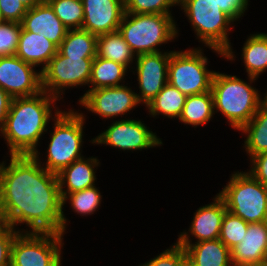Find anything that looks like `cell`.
Instances as JSON below:
<instances>
[{
    "instance_id": "cell-1",
    "label": "cell",
    "mask_w": 267,
    "mask_h": 266,
    "mask_svg": "<svg viewBox=\"0 0 267 266\" xmlns=\"http://www.w3.org/2000/svg\"><path fill=\"white\" fill-rule=\"evenodd\" d=\"M38 150L33 155H10V163H0V202L6 225L13 229L27 224L31 232L64 234L63 212L57 174L40 164Z\"/></svg>"
},
{
    "instance_id": "cell-2",
    "label": "cell",
    "mask_w": 267,
    "mask_h": 266,
    "mask_svg": "<svg viewBox=\"0 0 267 266\" xmlns=\"http://www.w3.org/2000/svg\"><path fill=\"white\" fill-rule=\"evenodd\" d=\"M58 100L45 91L31 97L13 98L4 127L0 130L10 155H33ZM51 106V107H50Z\"/></svg>"
},
{
    "instance_id": "cell-3",
    "label": "cell",
    "mask_w": 267,
    "mask_h": 266,
    "mask_svg": "<svg viewBox=\"0 0 267 266\" xmlns=\"http://www.w3.org/2000/svg\"><path fill=\"white\" fill-rule=\"evenodd\" d=\"M211 93L214 110L225 116L232 128L240 130L256 114L261 100L256 88L236 76L215 72Z\"/></svg>"
},
{
    "instance_id": "cell-4",
    "label": "cell",
    "mask_w": 267,
    "mask_h": 266,
    "mask_svg": "<svg viewBox=\"0 0 267 266\" xmlns=\"http://www.w3.org/2000/svg\"><path fill=\"white\" fill-rule=\"evenodd\" d=\"M178 4L187 14L198 39L219 55L234 60L228 39L229 25L234 21L220 9L217 1L180 0Z\"/></svg>"
},
{
    "instance_id": "cell-5",
    "label": "cell",
    "mask_w": 267,
    "mask_h": 266,
    "mask_svg": "<svg viewBox=\"0 0 267 266\" xmlns=\"http://www.w3.org/2000/svg\"><path fill=\"white\" fill-rule=\"evenodd\" d=\"M118 31L136 56L161 52L157 46L171 41L178 34L172 15L149 13L125 12Z\"/></svg>"
},
{
    "instance_id": "cell-6",
    "label": "cell",
    "mask_w": 267,
    "mask_h": 266,
    "mask_svg": "<svg viewBox=\"0 0 267 266\" xmlns=\"http://www.w3.org/2000/svg\"><path fill=\"white\" fill-rule=\"evenodd\" d=\"M54 132L47 150V161L44 168L58 174L72 162L83 158L81 146L83 140V113L70 111H55Z\"/></svg>"
},
{
    "instance_id": "cell-7",
    "label": "cell",
    "mask_w": 267,
    "mask_h": 266,
    "mask_svg": "<svg viewBox=\"0 0 267 266\" xmlns=\"http://www.w3.org/2000/svg\"><path fill=\"white\" fill-rule=\"evenodd\" d=\"M217 195L228 212L247 223L267 221V188L249 172H234Z\"/></svg>"
},
{
    "instance_id": "cell-8",
    "label": "cell",
    "mask_w": 267,
    "mask_h": 266,
    "mask_svg": "<svg viewBox=\"0 0 267 266\" xmlns=\"http://www.w3.org/2000/svg\"><path fill=\"white\" fill-rule=\"evenodd\" d=\"M201 49L172 51L168 63V83L185 96L211 91L215 72L207 70Z\"/></svg>"
},
{
    "instance_id": "cell-9",
    "label": "cell",
    "mask_w": 267,
    "mask_h": 266,
    "mask_svg": "<svg viewBox=\"0 0 267 266\" xmlns=\"http://www.w3.org/2000/svg\"><path fill=\"white\" fill-rule=\"evenodd\" d=\"M24 233L19 231L14 238L10 266H62L60 254L63 234Z\"/></svg>"
},
{
    "instance_id": "cell-10",
    "label": "cell",
    "mask_w": 267,
    "mask_h": 266,
    "mask_svg": "<svg viewBox=\"0 0 267 266\" xmlns=\"http://www.w3.org/2000/svg\"><path fill=\"white\" fill-rule=\"evenodd\" d=\"M94 58L65 57L57 51L41 71L42 91L58 99L65 87L89 85Z\"/></svg>"
},
{
    "instance_id": "cell-11",
    "label": "cell",
    "mask_w": 267,
    "mask_h": 266,
    "mask_svg": "<svg viewBox=\"0 0 267 266\" xmlns=\"http://www.w3.org/2000/svg\"><path fill=\"white\" fill-rule=\"evenodd\" d=\"M92 143L106 144L122 150H142L156 147L162 141L155 133L148 130L141 120L115 121L103 133L92 140Z\"/></svg>"
},
{
    "instance_id": "cell-12",
    "label": "cell",
    "mask_w": 267,
    "mask_h": 266,
    "mask_svg": "<svg viewBox=\"0 0 267 266\" xmlns=\"http://www.w3.org/2000/svg\"><path fill=\"white\" fill-rule=\"evenodd\" d=\"M16 55L0 56V87L12 98L31 97L42 91L41 71Z\"/></svg>"
},
{
    "instance_id": "cell-13",
    "label": "cell",
    "mask_w": 267,
    "mask_h": 266,
    "mask_svg": "<svg viewBox=\"0 0 267 266\" xmlns=\"http://www.w3.org/2000/svg\"><path fill=\"white\" fill-rule=\"evenodd\" d=\"M79 103L92 113L107 119L124 115L140 104L137 93L123 84L88 90L80 98Z\"/></svg>"
},
{
    "instance_id": "cell-14",
    "label": "cell",
    "mask_w": 267,
    "mask_h": 266,
    "mask_svg": "<svg viewBox=\"0 0 267 266\" xmlns=\"http://www.w3.org/2000/svg\"><path fill=\"white\" fill-rule=\"evenodd\" d=\"M171 52L139 54L136 56V70L140 92L137 98L146 106L168 83V63Z\"/></svg>"
},
{
    "instance_id": "cell-15",
    "label": "cell",
    "mask_w": 267,
    "mask_h": 266,
    "mask_svg": "<svg viewBox=\"0 0 267 266\" xmlns=\"http://www.w3.org/2000/svg\"><path fill=\"white\" fill-rule=\"evenodd\" d=\"M82 29L100 36L118 31L125 14L124 0H82Z\"/></svg>"
},
{
    "instance_id": "cell-16",
    "label": "cell",
    "mask_w": 267,
    "mask_h": 266,
    "mask_svg": "<svg viewBox=\"0 0 267 266\" xmlns=\"http://www.w3.org/2000/svg\"><path fill=\"white\" fill-rule=\"evenodd\" d=\"M232 266H261L267 253V221L249 223L242 241L231 250Z\"/></svg>"
},
{
    "instance_id": "cell-17",
    "label": "cell",
    "mask_w": 267,
    "mask_h": 266,
    "mask_svg": "<svg viewBox=\"0 0 267 266\" xmlns=\"http://www.w3.org/2000/svg\"><path fill=\"white\" fill-rule=\"evenodd\" d=\"M187 233H181L177 243L185 249L188 261L193 266L232 265L231 251L220 239L192 243Z\"/></svg>"
},
{
    "instance_id": "cell-18",
    "label": "cell",
    "mask_w": 267,
    "mask_h": 266,
    "mask_svg": "<svg viewBox=\"0 0 267 266\" xmlns=\"http://www.w3.org/2000/svg\"><path fill=\"white\" fill-rule=\"evenodd\" d=\"M21 27L25 31L45 36L57 47L61 45L68 31L46 0L28 9L21 21Z\"/></svg>"
},
{
    "instance_id": "cell-19",
    "label": "cell",
    "mask_w": 267,
    "mask_h": 266,
    "mask_svg": "<svg viewBox=\"0 0 267 266\" xmlns=\"http://www.w3.org/2000/svg\"><path fill=\"white\" fill-rule=\"evenodd\" d=\"M227 211L224 201L216 195L214 202L200 207L194 214L189 228L197 242L219 239L222 219Z\"/></svg>"
},
{
    "instance_id": "cell-20",
    "label": "cell",
    "mask_w": 267,
    "mask_h": 266,
    "mask_svg": "<svg viewBox=\"0 0 267 266\" xmlns=\"http://www.w3.org/2000/svg\"><path fill=\"white\" fill-rule=\"evenodd\" d=\"M57 51L58 47L45 36L21 28L15 55L24 62L34 67L42 64V71Z\"/></svg>"
},
{
    "instance_id": "cell-21",
    "label": "cell",
    "mask_w": 267,
    "mask_h": 266,
    "mask_svg": "<svg viewBox=\"0 0 267 266\" xmlns=\"http://www.w3.org/2000/svg\"><path fill=\"white\" fill-rule=\"evenodd\" d=\"M99 161L95 157L81 158L63 168L58 174L60 194H69L95 186V168ZM67 186V189H63Z\"/></svg>"
},
{
    "instance_id": "cell-22",
    "label": "cell",
    "mask_w": 267,
    "mask_h": 266,
    "mask_svg": "<svg viewBox=\"0 0 267 266\" xmlns=\"http://www.w3.org/2000/svg\"><path fill=\"white\" fill-rule=\"evenodd\" d=\"M242 49V59L251 84L267 68V34H252Z\"/></svg>"
},
{
    "instance_id": "cell-23",
    "label": "cell",
    "mask_w": 267,
    "mask_h": 266,
    "mask_svg": "<svg viewBox=\"0 0 267 266\" xmlns=\"http://www.w3.org/2000/svg\"><path fill=\"white\" fill-rule=\"evenodd\" d=\"M239 131L247 134L244 145L250 157L267 151V98L251 120Z\"/></svg>"
},
{
    "instance_id": "cell-24",
    "label": "cell",
    "mask_w": 267,
    "mask_h": 266,
    "mask_svg": "<svg viewBox=\"0 0 267 266\" xmlns=\"http://www.w3.org/2000/svg\"><path fill=\"white\" fill-rule=\"evenodd\" d=\"M97 56L124 65L127 69L135 59V53L119 31L97 36Z\"/></svg>"
},
{
    "instance_id": "cell-25",
    "label": "cell",
    "mask_w": 267,
    "mask_h": 266,
    "mask_svg": "<svg viewBox=\"0 0 267 266\" xmlns=\"http://www.w3.org/2000/svg\"><path fill=\"white\" fill-rule=\"evenodd\" d=\"M215 112L213 96L209 91L187 96L179 120L184 124L197 127L209 122Z\"/></svg>"
},
{
    "instance_id": "cell-26",
    "label": "cell",
    "mask_w": 267,
    "mask_h": 266,
    "mask_svg": "<svg viewBox=\"0 0 267 266\" xmlns=\"http://www.w3.org/2000/svg\"><path fill=\"white\" fill-rule=\"evenodd\" d=\"M58 51L65 57H96L97 36L83 29L68 30Z\"/></svg>"
},
{
    "instance_id": "cell-27",
    "label": "cell",
    "mask_w": 267,
    "mask_h": 266,
    "mask_svg": "<svg viewBox=\"0 0 267 266\" xmlns=\"http://www.w3.org/2000/svg\"><path fill=\"white\" fill-rule=\"evenodd\" d=\"M126 71L128 70L124 65L96 56L92 62L89 81V84L93 87L89 90L121 86L120 82L124 78Z\"/></svg>"
},
{
    "instance_id": "cell-28",
    "label": "cell",
    "mask_w": 267,
    "mask_h": 266,
    "mask_svg": "<svg viewBox=\"0 0 267 266\" xmlns=\"http://www.w3.org/2000/svg\"><path fill=\"white\" fill-rule=\"evenodd\" d=\"M186 99L187 96L167 83L146 107L154 117L161 113L168 118L179 119Z\"/></svg>"
},
{
    "instance_id": "cell-29",
    "label": "cell",
    "mask_w": 267,
    "mask_h": 266,
    "mask_svg": "<svg viewBox=\"0 0 267 266\" xmlns=\"http://www.w3.org/2000/svg\"><path fill=\"white\" fill-rule=\"evenodd\" d=\"M55 15L68 30L82 29L84 11L82 0H46Z\"/></svg>"
},
{
    "instance_id": "cell-30",
    "label": "cell",
    "mask_w": 267,
    "mask_h": 266,
    "mask_svg": "<svg viewBox=\"0 0 267 266\" xmlns=\"http://www.w3.org/2000/svg\"><path fill=\"white\" fill-rule=\"evenodd\" d=\"M62 206L70 199L72 209L81 215L93 214L101 204L100 191L95 187L86 188L69 194H61Z\"/></svg>"
},
{
    "instance_id": "cell-31",
    "label": "cell",
    "mask_w": 267,
    "mask_h": 266,
    "mask_svg": "<svg viewBox=\"0 0 267 266\" xmlns=\"http://www.w3.org/2000/svg\"><path fill=\"white\" fill-rule=\"evenodd\" d=\"M248 224L242 218L226 211L222 219L219 239L231 250L242 241Z\"/></svg>"
},
{
    "instance_id": "cell-32",
    "label": "cell",
    "mask_w": 267,
    "mask_h": 266,
    "mask_svg": "<svg viewBox=\"0 0 267 266\" xmlns=\"http://www.w3.org/2000/svg\"><path fill=\"white\" fill-rule=\"evenodd\" d=\"M125 12L133 14L172 15L170 7L178 5L177 0H124Z\"/></svg>"
},
{
    "instance_id": "cell-33",
    "label": "cell",
    "mask_w": 267,
    "mask_h": 266,
    "mask_svg": "<svg viewBox=\"0 0 267 266\" xmlns=\"http://www.w3.org/2000/svg\"><path fill=\"white\" fill-rule=\"evenodd\" d=\"M21 28L18 22L5 21L0 25V56L16 54Z\"/></svg>"
},
{
    "instance_id": "cell-34",
    "label": "cell",
    "mask_w": 267,
    "mask_h": 266,
    "mask_svg": "<svg viewBox=\"0 0 267 266\" xmlns=\"http://www.w3.org/2000/svg\"><path fill=\"white\" fill-rule=\"evenodd\" d=\"M188 260L185 249L175 243L155 258L139 266H182Z\"/></svg>"
},
{
    "instance_id": "cell-35",
    "label": "cell",
    "mask_w": 267,
    "mask_h": 266,
    "mask_svg": "<svg viewBox=\"0 0 267 266\" xmlns=\"http://www.w3.org/2000/svg\"><path fill=\"white\" fill-rule=\"evenodd\" d=\"M0 11L5 21L21 23L28 8L20 0H0Z\"/></svg>"
},
{
    "instance_id": "cell-36",
    "label": "cell",
    "mask_w": 267,
    "mask_h": 266,
    "mask_svg": "<svg viewBox=\"0 0 267 266\" xmlns=\"http://www.w3.org/2000/svg\"><path fill=\"white\" fill-rule=\"evenodd\" d=\"M18 232L10 225L0 230V266H10L11 247Z\"/></svg>"
},
{
    "instance_id": "cell-37",
    "label": "cell",
    "mask_w": 267,
    "mask_h": 266,
    "mask_svg": "<svg viewBox=\"0 0 267 266\" xmlns=\"http://www.w3.org/2000/svg\"><path fill=\"white\" fill-rule=\"evenodd\" d=\"M249 173L267 188V151L251 157Z\"/></svg>"
},
{
    "instance_id": "cell-38",
    "label": "cell",
    "mask_w": 267,
    "mask_h": 266,
    "mask_svg": "<svg viewBox=\"0 0 267 266\" xmlns=\"http://www.w3.org/2000/svg\"><path fill=\"white\" fill-rule=\"evenodd\" d=\"M220 9L226 13L233 21L244 15L247 9L248 0H216Z\"/></svg>"
},
{
    "instance_id": "cell-39",
    "label": "cell",
    "mask_w": 267,
    "mask_h": 266,
    "mask_svg": "<svg viewBox=\"0 0 267 266\" xmlns=\"http://www.w3.org/2000/svg\"><path fill=\"white\" fill-rule=\"evenodd\" d=\"M12 97L0 87V130L4 127Z\"/></svg>"
},
{
    "instance_id": "cell-40",
    "label": "cell",
    "mask_w": 267,
    "mask_h": 266,
    "mask_svg": "<svg viewBox=\"0 0 267 266\" xmlns=\"http://www.w3.org/2000/svg\"><path fill=\"white\" fill-rule=\"evenodd\" d=\"M28 9L42 3L44 0H20Z\"/></svg>"
},
{
    "instance_id": "cell-41",
    "label": "cell",
    "mask_w": 267,
    "mask_h": 266,
    "mask_svg": "<svg viewBox=\"0 0 267 266\" xmlns=\"http://www.w3.org/2000/svg\"><path fill=\"white\" fill-rule=\"evenodd\" d=\"M6 226V222L3 216L2 208H1V202H0V230Z\"/></svg>"
},
{
    "instance_id": "cell-42",
    "label": "cell",
    "mask_w": 267,
    "mask_h": 266,
    "mask_svg": "<svg viewBox=\"0 0 267 266\" xmlns=\"http://www.w3.org/2000/svg\"><path fill=\"white\" fill-rule=\"evenodd\" d=\"M5 22L4 18L2 17L1 11H0V25Z\"/></svg>"
},
{
    "instance_id": "cell-43",
    "label": "cell",
    "mask_w": 267,
    "mask_h": 266,
    "mask_svg": "<svg viewBox=\"0 0 267 266\" xmlns=\"http://www.w3.org/2000/svg\"><path fill=\"white\" fill-rule=\"evenodd\" d=\"M182 266H193L188 260Z\"/></svg>"
},
{
    "instance_id": "cell-44",
    "label": "cell",
    "mask_w": 267,
    "mask_h": 266,
    "mask_svg": "<svg viewBox=\"0 0 267 266\" xmlns=\"http://www.w3.org/2000/svg\"><path fill=\"white\" fill-rule=\"evenodd\" d=\"M264 263L267 265V253H266V257H265Z\"/></svg>"
}]
</instances>
